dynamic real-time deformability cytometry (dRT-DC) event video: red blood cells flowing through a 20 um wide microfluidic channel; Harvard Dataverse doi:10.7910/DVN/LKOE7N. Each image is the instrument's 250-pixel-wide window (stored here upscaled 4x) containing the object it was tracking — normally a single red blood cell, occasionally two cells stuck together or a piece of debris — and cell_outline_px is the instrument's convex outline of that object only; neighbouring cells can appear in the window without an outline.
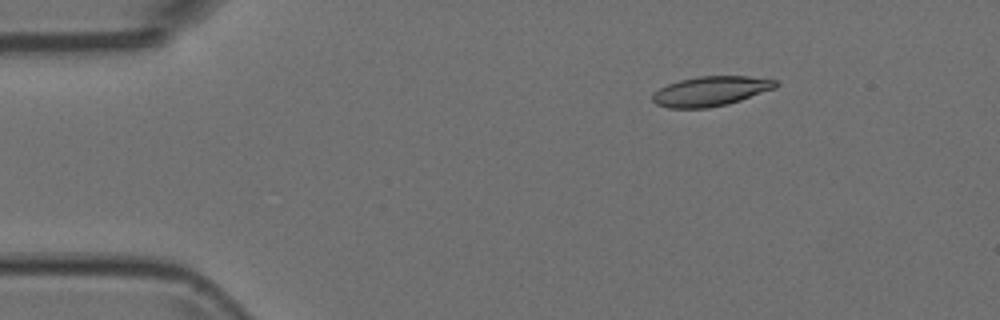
{"species": "Egyptian fruit bat (a non-hibernating species)", "species_latin": "Rousettus aegyptiacus", "temperature_condition": "room temperature", "stored_images_in_passage": 5, "camera_frame_rate_fps": 3000, "um_per_image_px": 0.085, "animal": {"sex": "female"}, "frame": {"image": 1, "passage_image": 3, "time_ms": 0.667, "image_size_px": [1000, 320], "cell_outline_px": [[780, 84], [776, 88], [728, 104], [708, 108], [668, 108], [656, 104], [652, 100], [652, 96], [660, 88], [668, 84], [680, 80], [700, 76], [748, 76], [776, 80]], "centroid_in_image_um": [60.43, 7.75], "position_along_channel_um": 24.6, "area_um2": 21.27}}